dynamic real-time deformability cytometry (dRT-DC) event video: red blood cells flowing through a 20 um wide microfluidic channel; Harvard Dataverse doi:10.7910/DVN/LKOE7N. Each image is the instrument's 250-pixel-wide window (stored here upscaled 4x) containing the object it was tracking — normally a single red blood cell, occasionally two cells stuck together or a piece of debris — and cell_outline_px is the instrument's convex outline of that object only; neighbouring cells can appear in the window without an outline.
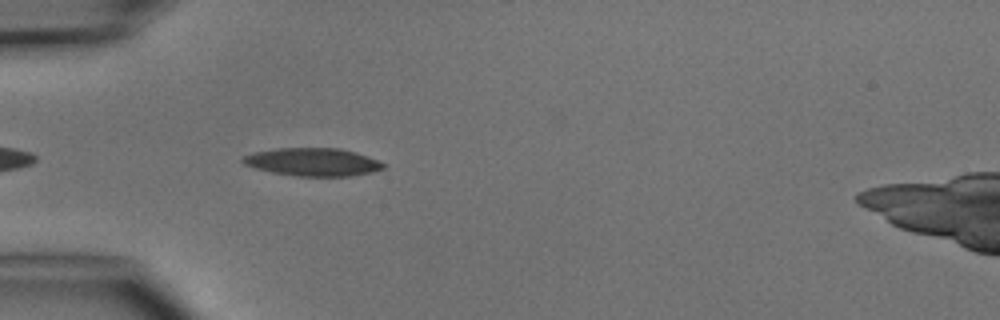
{"species": "common noctule bat (a hibernating species)", "species_latin": "Nyctalus noctula", "temperature_condition": "cold", "stored_images_in_passage": 4, "camera_frame_rate_fps": 3000, "um_per_image_px": 0.085, "animal": {"sex": "male", "body_mass_g": 15.6}, "frame": {"image": 1, "passage_image": 4, "time_ms": 3.667, "image_size_px": [1000, 320], "cell_outline_px": [[384, 168], [372, 172], [348, 176], [296, 176], [272, 172], [256, 168], [244, 164], [240, 160], [244, 156], [252, 152], [276, 148], [340, 148], [356, 152], [368, 156], [384, 164]], "centroid_in_image_um": [26.56, 13.76], "position_along_channel_um": 58.4, "area_um2": 22.83}}